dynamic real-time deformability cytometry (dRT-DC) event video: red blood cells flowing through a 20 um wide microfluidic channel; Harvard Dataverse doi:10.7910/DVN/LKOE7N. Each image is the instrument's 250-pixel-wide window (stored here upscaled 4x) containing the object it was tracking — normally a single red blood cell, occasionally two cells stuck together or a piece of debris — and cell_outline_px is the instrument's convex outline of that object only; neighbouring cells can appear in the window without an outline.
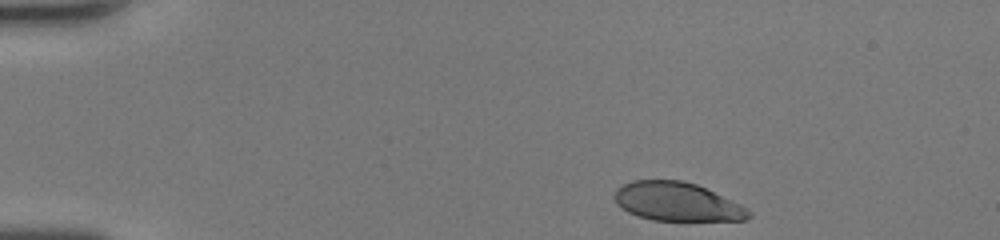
{"species": "human", "species_latin": "Homo sapiens", "temperature_condition": "room temperature", "stored_images_in_passage": 35, "camera_frame_rate_fps": 3000, "um_per_image_px": 0.085, "donor": {"sex": "female"}, "frame": {"image": 1, "passage_image": 1, "time_ms": 0.0, "image_size_px": [1000, 240], "cell_outline_px": [[752, 216], [744, 220], [652, 220], [628, 212], [616, 204], [612, 196], [616, 188], [632, 180], [684, 180], [696, 184], [740, 204], [752, 212]], "centroid_in_image_um": [57.51, 17.14], "position_along_channel_um": 27.5, "area_um2": 30.17}}
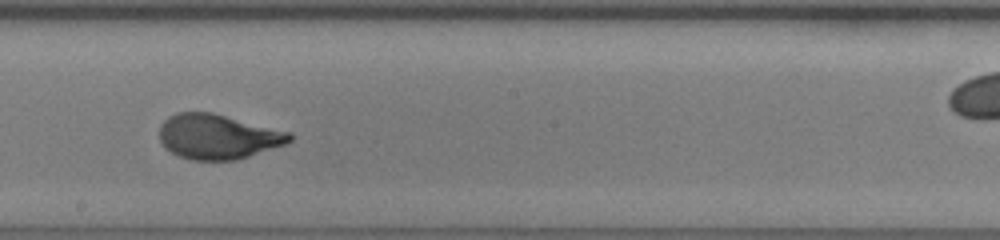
{"frame": {"image": 2, "passage_image": 21, "time_ms": 6.667, "image_size_px": [1000, 240], "cell_outline_px": [[292, 140], [288, 144], [236, 160], [192, 160], [180, 156], [164, 148], [160, 140], [160, 124], [168, 116], [176, 112], [212, 112], [292, 132]], "centroid_in_image_um": [18.54, 11.61], "position_along_channel_um": 229.7, "area_um2": 34.33}}
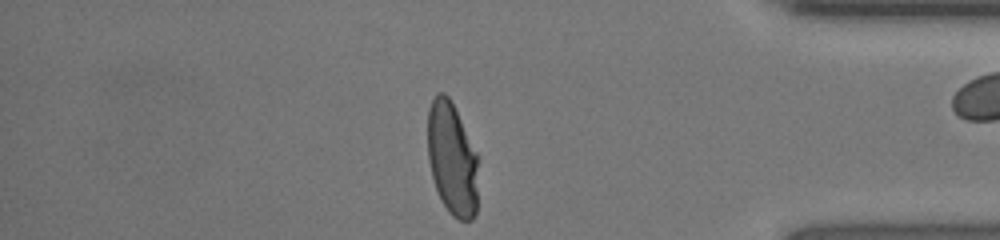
{"frame": {"image": 3, "passage_image": 34, "time_ms": 11.0, "image_size_px": [1000, 240], "cell_outline_px": [[476, 212], [472, 220], [460, 220], [452, 216], [448, 212], [440, 200], [432, 176], [428, 160], [428, 108], [436, 92], [444, 92], [448, 96], [476, 152]], "centroid_in_image_um": [38.39, 13.52], "position_along_channel_um": 396.8, "area_um2": 32.83}}